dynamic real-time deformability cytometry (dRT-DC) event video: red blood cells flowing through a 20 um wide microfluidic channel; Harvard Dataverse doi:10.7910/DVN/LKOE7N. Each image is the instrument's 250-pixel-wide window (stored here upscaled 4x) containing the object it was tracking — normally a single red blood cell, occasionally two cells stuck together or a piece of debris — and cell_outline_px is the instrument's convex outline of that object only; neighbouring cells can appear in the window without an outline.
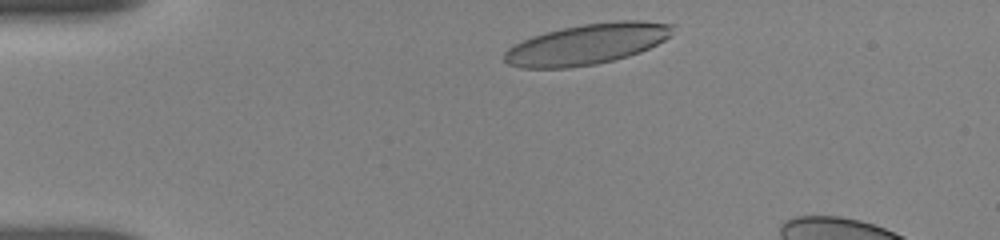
{"species": "human", "species_latin": "Homo sapiens", "temperature_condition": "room temperature", "stored_images_in_passage": 22, "camera_frame_rate_fps": 3000, "um_per_image_px": 0.085, "donor": {"sex": "female"}, "frame": {"image": 1, "passage_image": 2, "time_ms": 0.333, "image_size_px": [1000, 240], "cell_outline_px": [[676, 24], [672, 36], [640, 52], [628, 56], [596, 64], [568, 68], [520, 68], [508, 64], [504, 60], [504, 52], [508, 48], [532, 36], [564, 28], [584, 24], [620, 20], [644, 20]], "centroid_in_image_um": [49.95, 3.75], "position_along_channel_um": 35.1, "area_um2": 39.88}}
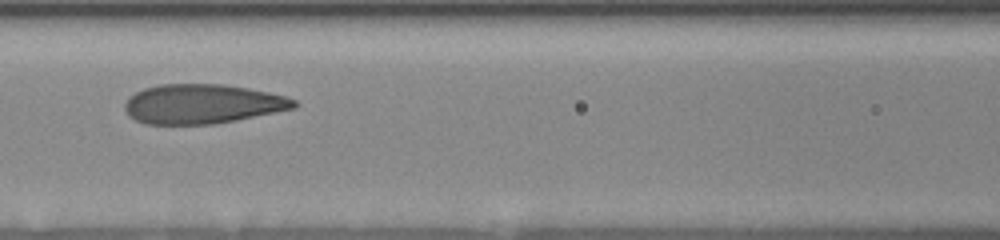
{"frame": {"image": 2, "passage_image": 19, "time_ms": 4.667, "image_size_px": [1000, 240], "cell_outline_px": [[300, 104], [296, 108], [216, 124], [144, 124], [128, 116], [124, 108], [124, 104], [128, 96], [144, 88], [160, 84], [224, 84], [248, 88], [288, 96], [296, 100]], "centroid_in_image_um": [17.21, 8.83], "position_along_channel_um": 149.4, "area_um2": 39.3}}
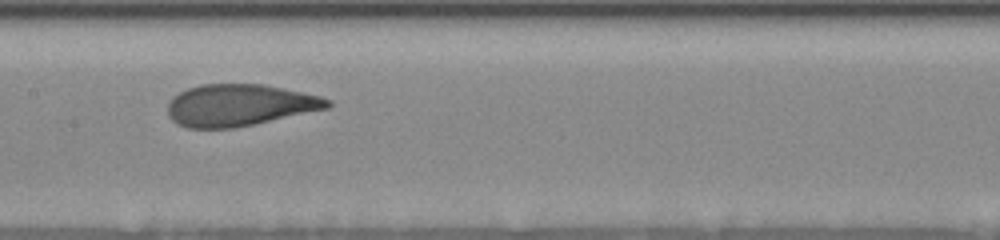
{"frame": {"image": 3, "passage_image": 21, "time_ms": 5.667, "image_size_px": [1000, 240], "cell_outline_px": [[332, 104], [328, 108], [252, 124], [232, 128], [188, 128], [176, 124], [168, 116], [168, 104], [172, 96], [188, 88], [200, 84], [264, 84], [320, 96], [332, 100]], "centroid_in_image_um": [20.32, 8.93], "position_along_channel_um": 187.1, "area_um2": 38.78}}